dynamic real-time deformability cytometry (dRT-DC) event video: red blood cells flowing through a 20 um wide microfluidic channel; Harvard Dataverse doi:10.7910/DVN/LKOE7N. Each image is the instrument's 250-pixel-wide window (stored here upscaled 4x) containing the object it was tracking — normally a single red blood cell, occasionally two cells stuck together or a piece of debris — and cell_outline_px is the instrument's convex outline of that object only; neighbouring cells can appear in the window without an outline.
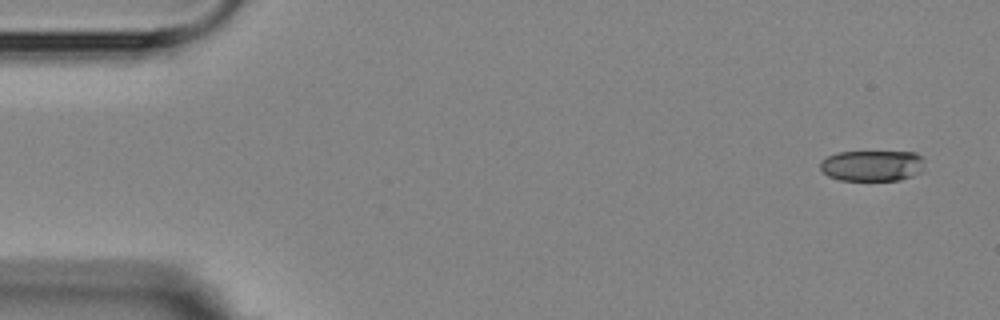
{"species": "Egyptian fruit bat (a non-hibernating species)", "species_latin": "Rousettus aegyptiacus", "temperature_condition": "room temperature", "stored_images_in_passage": 4, "camera_frame_rate_fps": 3000, "um_per_image_px": 0.085, "animal": {"sex": "female"}, "frame": {"image": 1, "passage_image": 1, "time_ms": 0.0, "image_size_px": [1000, 320], "cell_outline_px": [[924, 160], [920, 172], [912, 176], [900, 180], [840, 180], [828, 176], [820, 168], [820, 160], [836, 152], [916, 152]], "centroid_in_image_um": [74.11, 14.08], "position_along_channel_um": 10.9, "area_um2": 18.79}}